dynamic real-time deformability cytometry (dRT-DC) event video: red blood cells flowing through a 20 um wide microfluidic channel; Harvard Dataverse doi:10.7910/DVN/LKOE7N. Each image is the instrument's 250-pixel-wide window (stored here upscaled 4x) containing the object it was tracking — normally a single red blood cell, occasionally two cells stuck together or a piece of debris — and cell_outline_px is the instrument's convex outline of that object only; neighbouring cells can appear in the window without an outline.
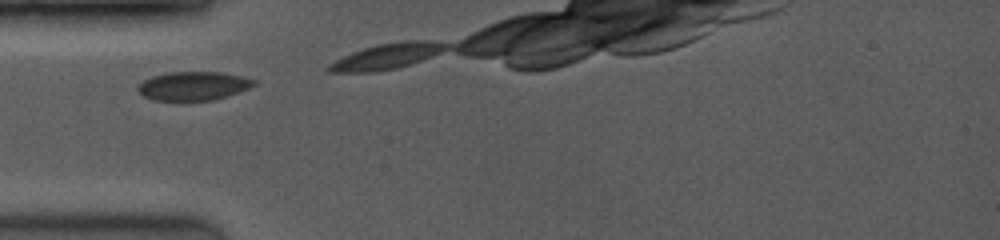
{"species": "common noctule bat (a hibernating species)", "species_latin": "Nyctalus noctula", "temperature_condition": "room temperature", "stored_images_in_passage": 18, "camera_frame_rate_fps": 3500, "um_per_image_px": 0.085, "animal": {"sex": "female", "body_mass_g": 19.0, "forearm_length_mm": 53.3}, "frame": {"image": 1, "passage_image": 1, "time_ms": 0.0, "image_size_px": [1000, 240], "cell_outline_px": [[256, 84], [248, 88], [228, 96], [212, 100], [152, 100], [144, 96], [136, 88], [144, 80], [152, 76], [168, 72], [220, 72], [240, 76], [256, 80]], "centroid_in_image_um": [16.43, 7.3], "position_along_channel_um": 68.6, "area_um2": 19.25}}
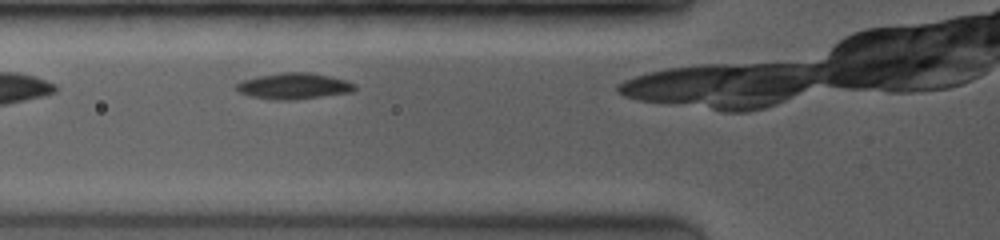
{"frame": {"image": 2, "passage_image": 3, "time_ms": 1.429, "image_size_px": [1000, 240], "cell_outline_px": [[356, 88], [352, 92], [296, 100], [276, 100], [248, 96], [240, 92], [236, 88], [236, 84], [244, 80], [260, 76], [280, 72], [308, 72], [332, 76], [356, 84]], "centroid_in_image_um": [25.0, 7.32], "position_along_channel_um": 100.8, "area_um2": 18.03}}